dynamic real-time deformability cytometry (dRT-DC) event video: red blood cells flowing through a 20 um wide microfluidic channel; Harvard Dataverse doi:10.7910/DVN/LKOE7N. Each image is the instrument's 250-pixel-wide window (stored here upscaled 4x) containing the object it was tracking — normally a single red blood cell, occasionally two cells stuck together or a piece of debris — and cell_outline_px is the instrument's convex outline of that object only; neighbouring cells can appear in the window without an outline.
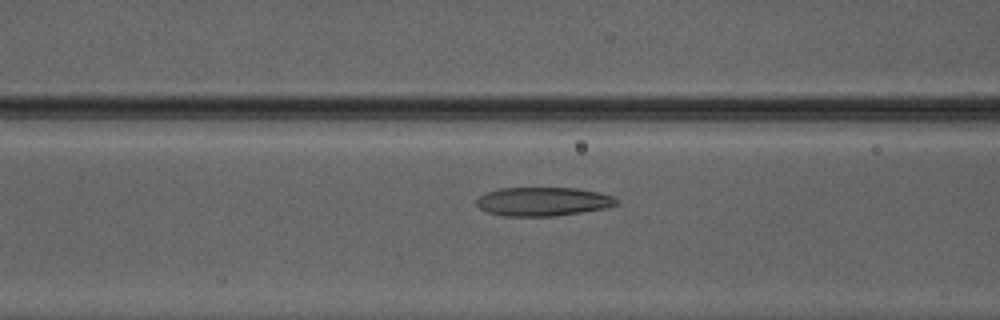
{"species": "Egyptian fruit bat (a non-hibernating species)", "species_latin": "Rousettus aegyptiacus", "temperature_condition": "warm", "stored_images_in_passage": 40, "camera_frame_rate_fps": 3000, "um_per_image_px": 0.085, "animal": {"sex": "male"}, "frame": {"image": 1, "passage_image": 11, "time_ms": 3.333, "image_size_px": [1000, 320], "cell_outline_px": [[616, 204], [608, 208], [556, 216], [504, 216], [488, 212], [480, 208], [476, 204], [476, 200], [484, 192], [500, 188], [576, 188], [596, 192], [612, 196], [616, 200]], "centroid_in_image_um": [46.12, 17.13], "position_along_channel_um": 120.5, "area_um2": 23.41}}
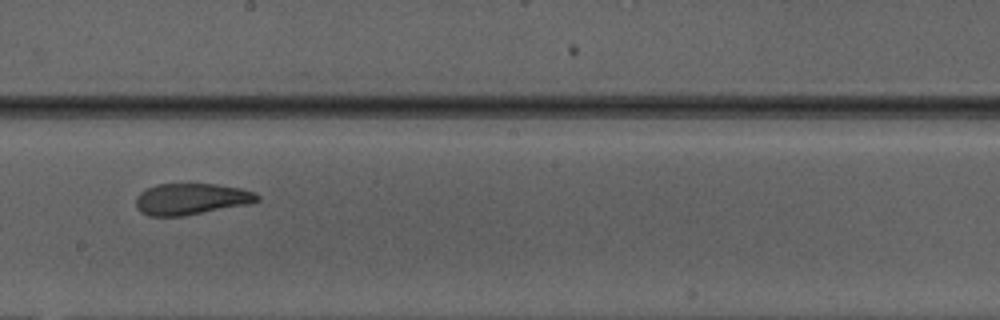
{"frame": {"image": 2, "passage_image": 19, "time_ms": 6.0, "image_size_px": [1000, 320], "cell_outline_px": [[260, 200], [248, 204], [184, 216], [148, 216], [140, 212], [136, 208], [136, 196], [140, 192], [156, 184], [216, 184], [240, 188], [256, 192], [260, 196]], "centroid_in_image_um": [16.24, 16.92], "position_along_channel_um": 232.0, "area_um2": 22.31}}
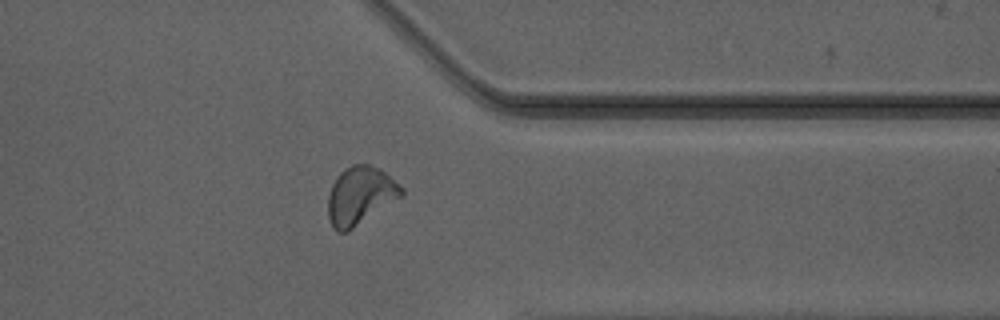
{"frame": {"image": 3, "passage_image": 30, "time_ms": 9.667, "image_size_px": [1000, 320], "cell_outline_px": [[404, 196], [348, 232], [340, 232], [332, 224], [328, 216], [328, 196], [332, 184], [336, 176], [344, 168], [352, 164], [368, 164], [384, 172], [404, 188]], "centroid_in_image_um": [30.64, 16.63], "position_along_channel_um": 380.8, "area_um2": 24.91}, "authors_computed_cell_mechanics": {"area_um2": 23.409, "velocity_mm_per_s": 4.183, "shape_relaxation_time_tau1_ms": 10.1716, "shape_relaxation_time_tau2_ms": 1.6435, "deformation_change_tau1": 0.2556, "deformation_change_tau2": 0.0853}}